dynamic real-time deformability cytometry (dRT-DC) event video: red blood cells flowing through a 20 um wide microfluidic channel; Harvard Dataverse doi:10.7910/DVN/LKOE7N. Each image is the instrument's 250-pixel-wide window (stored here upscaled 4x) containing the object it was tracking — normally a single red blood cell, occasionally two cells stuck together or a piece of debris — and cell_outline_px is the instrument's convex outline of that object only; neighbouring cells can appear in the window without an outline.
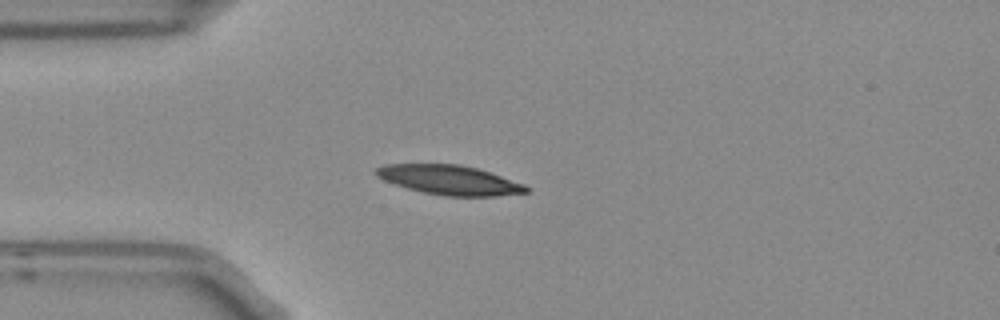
{"species": "Egyptian fruit bat (a non-hibernating species)", "species_latin": "Rousettus aegyptiacus", "temperature_condition": "room temperature", "stored_images_in_passage": 4, "camera_frame_rate_fps": 3000, "um_per_image_px": 0.085, "frame": {"image": 1, "passage_image": 3, "time_ms": 0.667, "image_size_px": [1000, 320], "cell_outline_px": [[528, 192], [496, 196], [444, 196], [424, 192], [408, 188], [384, 180], [376, 176], [372, 172], [376, 168], [384, 164], [460, 164], [476, 168], [524, 184], [528, 188]], "centroid_in_image_um": [38.16, 15.29], "position_along_channel_um": 46.8, "area_um2": 25.55}}